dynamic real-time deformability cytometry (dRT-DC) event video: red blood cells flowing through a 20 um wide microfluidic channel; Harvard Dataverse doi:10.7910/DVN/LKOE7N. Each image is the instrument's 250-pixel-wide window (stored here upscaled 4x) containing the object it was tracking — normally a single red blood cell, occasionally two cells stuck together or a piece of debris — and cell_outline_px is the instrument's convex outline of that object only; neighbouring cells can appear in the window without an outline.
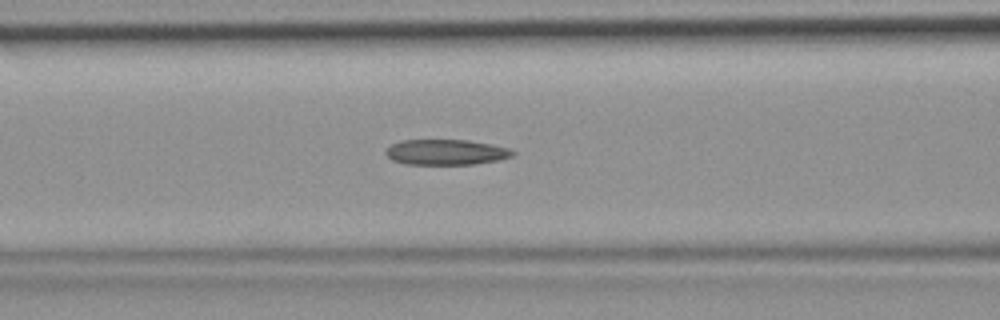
{"species": "common noctule bat (a hibernating species)", "species_latin": "Nyctalus noctula", "temperature_condition": "room temperature", "stored_images_in_passage": 32, "camera_frame_rate_fps": 3000, "um_per_image_px": 0.085, "animal": {"sex": "female", "body_mass_g": 19.9}, "frame": {"image": 1, "passage_image": 9, "time_ms": 2.667, "image_size_px": [1000, 320], "cell_outline_px": [[516, 152], [512, 156], [496, 160], [476, 164], [404, 164], [392, 160], [384, 152], [392, 144], [400, 140], [468, 140], [508, 148]], "centroid_in_image_um": [37.88, 12.93], "position_along_channel_um": 128.7, "area_um2": 18.67}}